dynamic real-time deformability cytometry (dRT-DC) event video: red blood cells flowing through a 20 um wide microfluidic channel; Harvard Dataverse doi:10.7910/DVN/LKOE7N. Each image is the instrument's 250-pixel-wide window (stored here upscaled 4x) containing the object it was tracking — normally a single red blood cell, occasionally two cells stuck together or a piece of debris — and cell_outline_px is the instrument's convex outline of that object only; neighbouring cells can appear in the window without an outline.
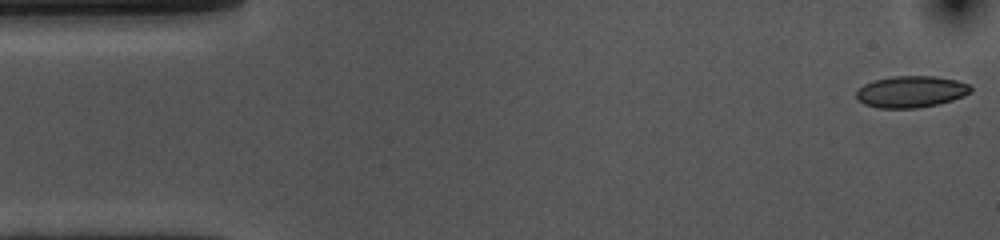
{"species": "common noctule bat (a hibernating species)", "species_latin": "Nyctalus noctula", "temperature_condition": "cold", "stored_images_in_passage": 54, "camera_frame_rate_fps": 3000, "um_per_image_px": 0.085, "animal": {"sex": "female", "body_mass_g": 10.0, "forearm_length_mm": 53.1}, "frame": {"image": 1, "passage_image": 1, "time_ms": 0.0, "image_size_px": [1000, 240], "cell_outline_px": [[972, 92], [964, 96], [952, 100], [936, 104], [916, 108], [880, 108], [864, 104], [856, 100], [856, 92], [864, 84], [876, 80], [892, 76], [932, 76], [956, 80], [968, 84], [972, 88]], "centroid_in_image_um": [77.43, 7.8], "position_along_channel_um": 7.6, "area_um2": 20.98}}
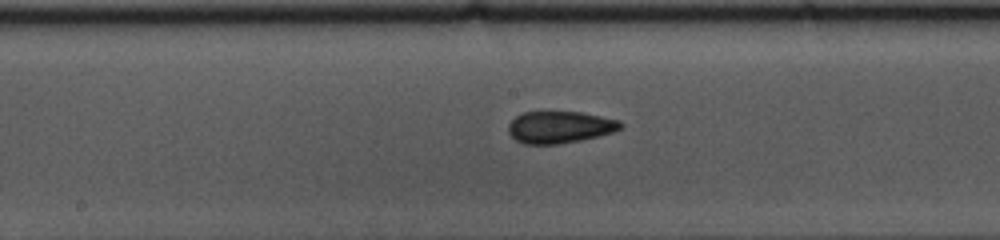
{"frame": {"image": 2, "passage_image": 26, "time_ms": 8.333, "image_size_px": [1000, 240], "cell_outline_px": [[624, 124], [620, 128], [612, 132], [600, 136], [560, 144], [524, 144], [516, 140], [508, 132], [508, 124], [516, 116], [524, 112], [580, 112], [620, 120]], "centroid_in_image_um": [47.58, 10.81], "position_along_channel_um": 200.6, "area_um2": 20.87}}
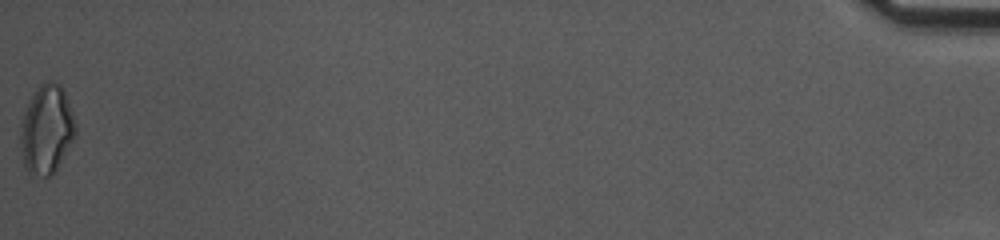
{"frame": {"image": 3, "passage_image": 54, "time_ms": 17.667, "image_size_px": [1000, 240], "cell_outline_px": [[76, 136], [56, 168], [48, 176], [44, 176], [28, 172], [24, 168], [20, 148], [20, 136], [24, 112], [36, 88], [40, 84], [48, 80], [60, 84], [64, 88], [76, 124]], "centroid_in_image_um": [3.97, 10.98], "position_along_channel_um": 431.2, "area_um2": 28.32}, "authors_computed_cell_mechanics": {"area_um2": 21.0103, "velocity_mm_per_s": 3.6141, "shape_relaxation_time_tau1_ms": 8.0455, "shape_relaxation_time_tau2_ms": 2.356, "deformation_change_tau1": 0.1556, "deformation_change_tau2": 0.0904}}